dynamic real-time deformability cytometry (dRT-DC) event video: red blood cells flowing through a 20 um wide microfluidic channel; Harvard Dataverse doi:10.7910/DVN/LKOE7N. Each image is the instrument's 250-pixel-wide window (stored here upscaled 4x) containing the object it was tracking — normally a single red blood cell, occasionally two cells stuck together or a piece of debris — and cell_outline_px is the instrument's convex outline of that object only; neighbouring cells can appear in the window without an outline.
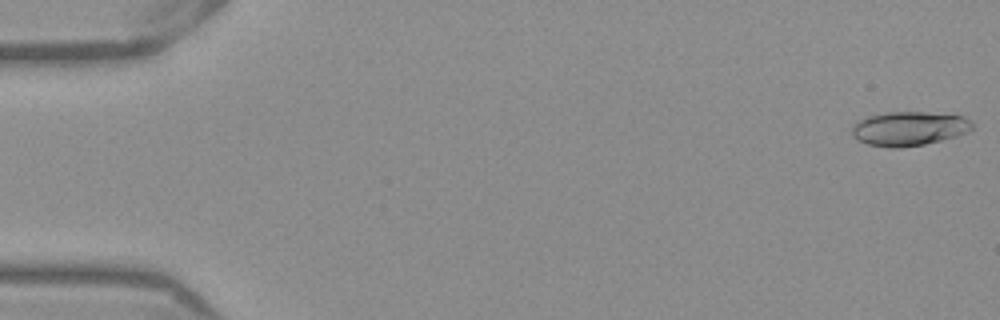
{"species": "Egyptian fruit bat (a non-hibernating species)", "species_latin": "Rousettus aegyptiacus", "temperature_condition": "warm", "stored_images_in_passage": 17, "camera_frame_rate_fps": 3000, "um_per_image_px": 0.085, "frame": {"image": 1, "passage_image": 1, "time_ms": 0.0, "image_size_px": [1000, 320], "cell_outline_px": [[972, 128], [968, 132], [956, 136], [924, 144], [900, 148], [888, 148], [868, 144], [856, 140], [852, 136], [852, 124], [856, 120], [868, 116], [888, 112], [924, 112], [964, 116], [972, 120]], "centroid_in_image_um": [77.23, 10.93], "position_along_channel_um": 7.8, "area_um2": 24.16}}
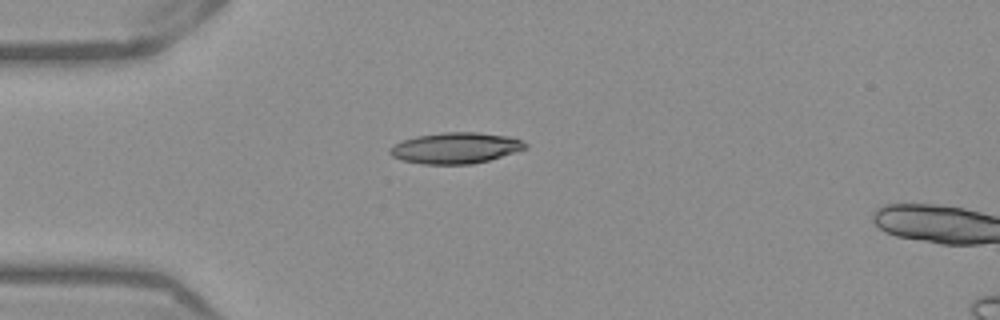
{"frame": {"image": 2, "passage_image": 14, "time_ms": 4.333, "image_size_px": [1000, 320], "cell_outline_px": [[528, 148], [516, 152], [488, 160], [472, 164], [424, 164], [404, 160], [392, 156], [388, 152], [388, 148], [404, 140], [416, 136], [444, 132], [476, 132], [508, 136], [524, 140], [528, 144]], "centroid_in_image_um": [38.77, 12.57], "position_along_channel_um": 46.2, "area_um2": 24.45}}